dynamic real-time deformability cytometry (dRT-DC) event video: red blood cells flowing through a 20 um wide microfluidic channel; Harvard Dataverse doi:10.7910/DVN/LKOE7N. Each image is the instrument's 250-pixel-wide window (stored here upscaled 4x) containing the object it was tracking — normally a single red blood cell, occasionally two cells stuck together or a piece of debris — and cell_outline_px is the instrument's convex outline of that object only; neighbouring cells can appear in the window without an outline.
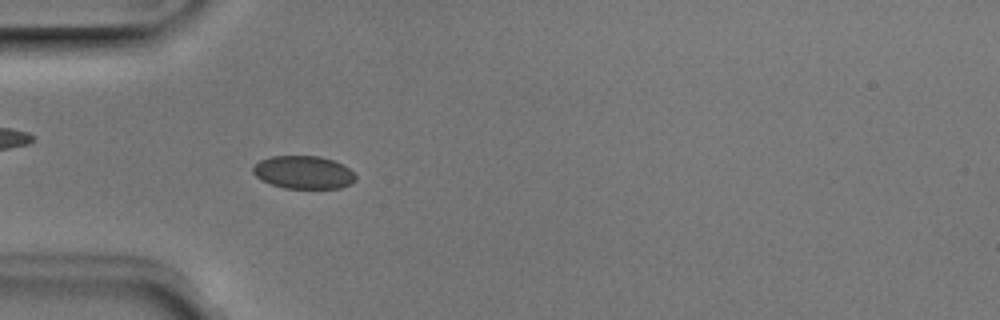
{"species": "Egyptian fruit bat (a non-hibernating species)", "species_latin": "Rousettus aegyptiacus", "temperature_condition": "room temperature", "stored_images_in_passage": 4, "camera_frame_rate_fps": 3000, "um_per_image_px": 0.085, "animal": {"sex": "male"}, "frame": {"image": 1, "passage_image": 4, "time_ms": 1.0, "image_size_px": [1000, 320], "cell_outline_px": [[356, 180], [340, 188], [284, 188], [260, 180], [252, 172], [252, 168], [260, 160], [272, 156], [320, 156], [332, 160], [348, 168], [356, 176]], "centroid_in_image_um": [25.77, 14.65], "position_along_channel_um": 59.2, "area_um2": 19.54}}